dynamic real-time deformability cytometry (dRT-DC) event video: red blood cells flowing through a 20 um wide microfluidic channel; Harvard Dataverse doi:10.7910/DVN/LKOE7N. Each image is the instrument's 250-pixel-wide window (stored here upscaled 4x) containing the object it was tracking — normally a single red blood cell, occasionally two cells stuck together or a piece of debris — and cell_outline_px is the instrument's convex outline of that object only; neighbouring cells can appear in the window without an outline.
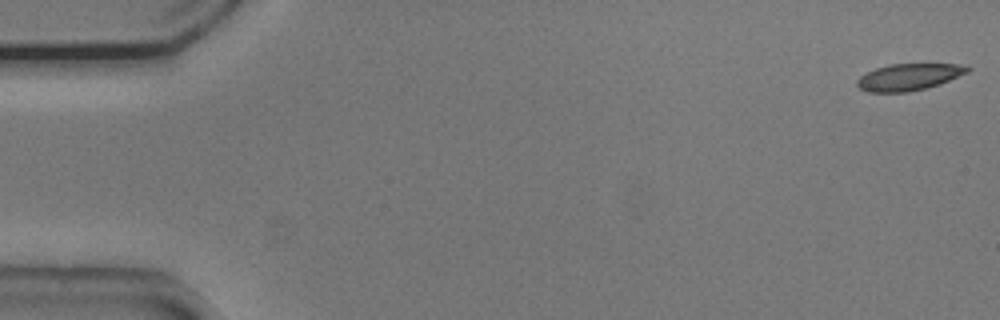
{"species": "common noctule bat (a hibernating species)", "species_latin": "Nyctalus noctula", "temperature_condition": "cold", "stored_images_in_passage": 54, "camera_frame_rate_fps": 3000, "um_per_image_px": 0.085, "animal": {"sex": "male", "body_mass_g": 20.5, "forearm_length_mm": 52.5}, "frame": {"image": 1, "passage_image": 1, "time_ms": 0.0, "image_size_px": [1000, 320], "cell_outline_px": [[972, 68], [968, 72], [940, 84], [908, 92], [868, 92], [860, 88], [856, 84], [856, 80], [860, 76], [876, 68], [888, 64], [960, 64]], "centroid_in_image_um": [77.24, 6.54], "position_along_channel_um": 7.8, "area_um2": 17.11}}
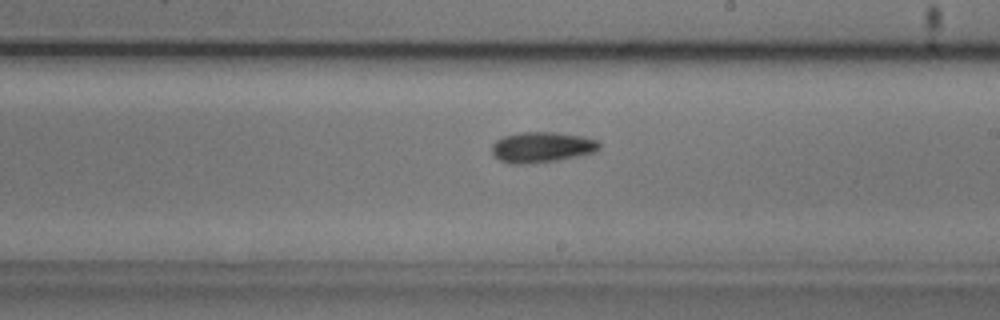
{"frame": {"image": 2, "passage_image": 31, "time_ms": 10.0, "image_size_px": [1000, 320], "cell_outline_px": [[600, 148], [596, 152], [556, 160], [532, 164], [512, 164], [500, 160], [492, 152], [492, 144], [496, 140], [504, 136], [520, 132], [552, 132], [580, 136], [600, 140]], "centroid_in_image_um": [46.07, 12.51], "position_along_channel_um": 242.9, "area_um2": 19.13}}
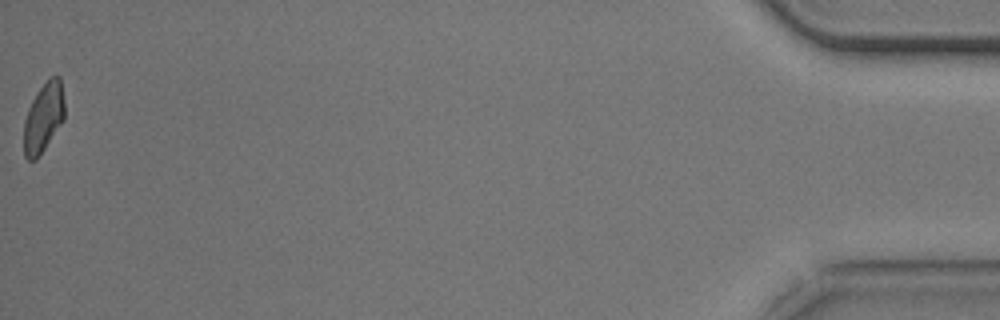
{"frame": {"image": 3, "passage_image": 54, "time_ms": 17.667, "image_size_px": [1000, 320], "cell_outline_px": [[64, 120], [36, 160], [28, 160], [24, 156], [24, 120], [28, 108], [32, 100], [40, 88], [52, 76], [60, 76], [64, 100]], "centroid_in_image_um": [3.7, 10.0], "position_along_channel_um": 431.5, "area_um2": 16.36}, "authors_computed_cell_mechanics": {"area_um2": 17.9469, "velocity_mm_per_s": 3.7533, "shape_relaxation_time_tau1_ms": 3.337, "shape_relaxation_time_tau2_ms": 3.0208, "deformation_change_tau1": 0.0761, "deformation_change_tau2": 0.0724}}